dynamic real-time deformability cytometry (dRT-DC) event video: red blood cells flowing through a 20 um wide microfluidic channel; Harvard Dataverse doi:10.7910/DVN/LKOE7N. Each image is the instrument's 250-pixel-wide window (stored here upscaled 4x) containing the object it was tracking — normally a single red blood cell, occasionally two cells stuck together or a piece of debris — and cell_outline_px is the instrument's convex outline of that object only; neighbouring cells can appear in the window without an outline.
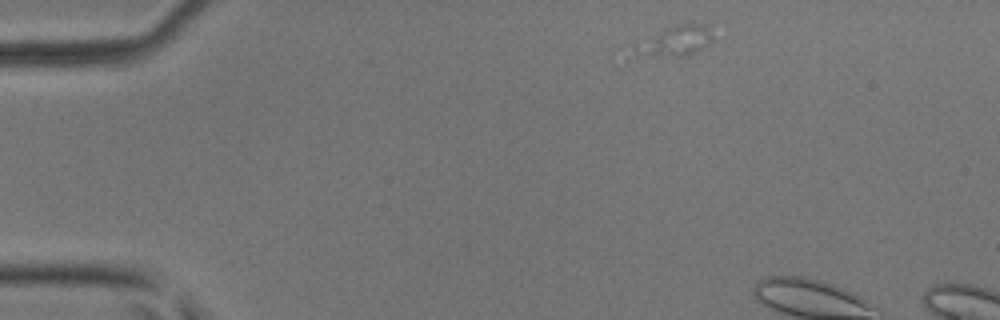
{"species": "common noctule bat (a hibernating species)", "species_latin": "Nyctalus noctula", "temperature_condition": "room temperature", "stored_images_in_passage": 2, "camera_frame_rate_fps": 3000, "um_per_image_px": 0.085, "animal": {"sex": "male", "body_mass_g": 17.9, "forearm_length_mm": 54.2}, "frame": {"image": 1, "passage_image": 1, "time_ms": 0.0, "image_size_px": [1000, 320], "cell_outline_px": [[712, 36], [708, 44], [684, 56], [636, 56], [656, 36], [676, 24], [692, 20], [708, 24]], "centroid_in_image_um": [57.72, 3.41], "position_along_channel_um": 27.3, "area_um2": 12.31}}